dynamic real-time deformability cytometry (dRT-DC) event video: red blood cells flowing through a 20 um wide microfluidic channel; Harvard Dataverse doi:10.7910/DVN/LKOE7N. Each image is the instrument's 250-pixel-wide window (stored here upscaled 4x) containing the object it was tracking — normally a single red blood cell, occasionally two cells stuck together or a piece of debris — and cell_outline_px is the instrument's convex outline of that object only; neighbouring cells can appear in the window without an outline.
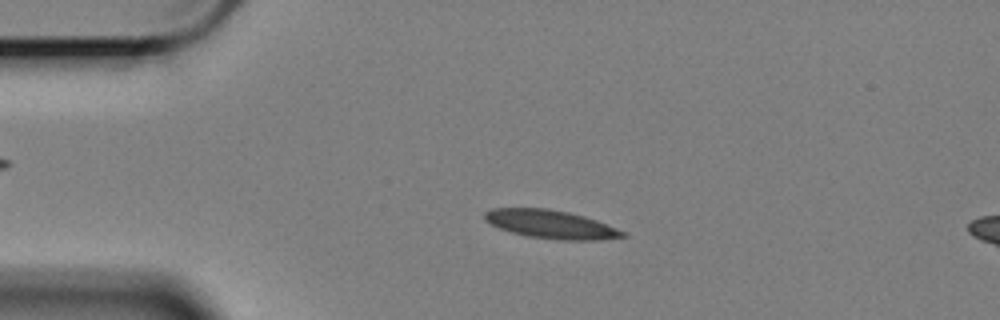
{"species": "Egyptian fruit bat (a non-hibernating species)", "species_latin": "Rousettus aegyptiacus", "temperature_condition": "cold", "stored_images_in_passage": 58, "camera_frame_rate_fps": 3000, "um_per_image_px": 0.085, "animal": {"sex": "female"}, "frame": {"image": 1, "passage_image": 12, "time_ms": 3.667, "image_size_px": [1000, 320], "cell_outline_px": [[628, 236], [600, 240], [556, 240], [528, 236], [512, 232], [500, 228], [484, 220], [484, 212], [492, 208], [548, 208], [568, 212], [584, 216], [596, 220], [628, 232]], "centroid_in_image_um": [46.86, 19.07], "position_along_channel_um": 38.1, "area_um2": 22.95}}
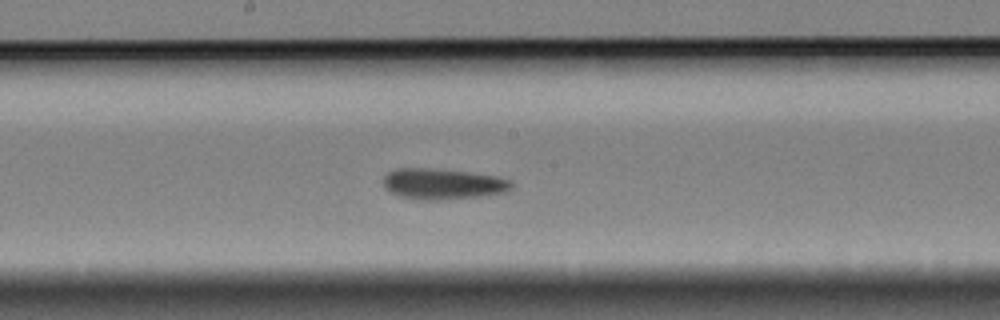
{"frame": {"image": 2, "passage_image": 30, "time_ms": 9.667, "image_size_px": [1000, 320], "cell_outline_px": [[512, 184], [504, 192], [480, 196], [444, 200], [424, 200], [400, 196], [384, 188], [384, 176], [388, 172], [396, 168], [432, 168], [468, 172], [496, 176], [512, 180]], "centroid_in_image_um": [37.61, 15.63], "position_along_channel_um": 210.6, "area_um2": 22.89}}
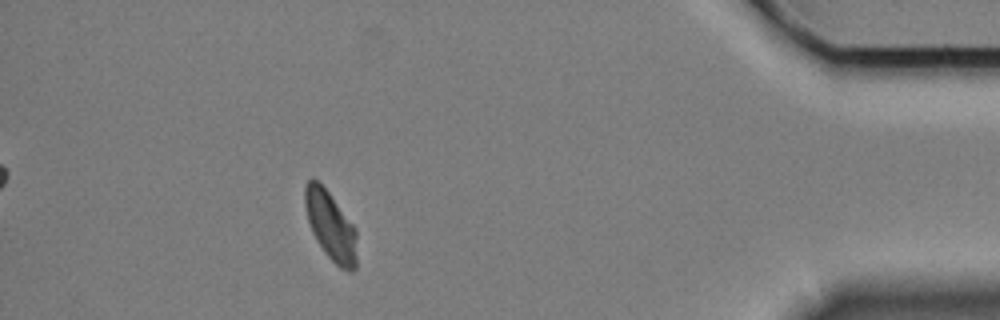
{"frame": {"image": 3, "passage_image": 52, "time_ms": 17.0, "image_size_px": [1000, 320], "cell_outline_px": [[356, 268], [352, 272], [348, 272], [340, 268], [324, 252], [316, 240], [312, 232], [308, 220], [304, 204], [304, 188], [308, 180], [312, 176], [328, 192], [356, 228]], "centroid_in_image_um": [28.1, 19.21], "position_along_channel_um": 407.1, "area_um2": 20.81}, "authors_computed_cell_mechanics": {"area_um2": 22.3686, "velocity_mm_per_s": 3.3648, "shape_relaxation_time_tau1_ms": 10.1631, "shape_relaxation_time_tau2_ms": 5.8967, "deformation_change_tau1": 0.1369, "deformation_change_tau2": 0.0823}}